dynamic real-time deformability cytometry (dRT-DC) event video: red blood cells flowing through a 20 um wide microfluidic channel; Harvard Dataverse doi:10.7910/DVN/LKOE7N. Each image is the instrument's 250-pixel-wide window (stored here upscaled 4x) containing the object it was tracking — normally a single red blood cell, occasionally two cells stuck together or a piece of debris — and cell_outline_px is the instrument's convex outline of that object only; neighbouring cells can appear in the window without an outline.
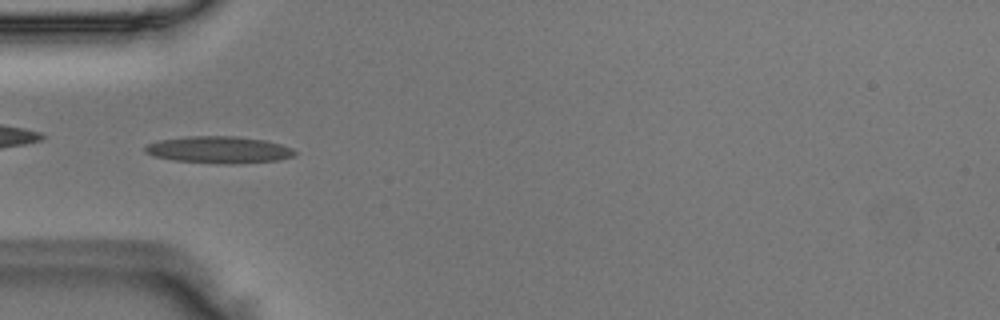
{"species": "Egyptian fruit bat (a non-hibernating species)", "species_latin": "Rousettus aegyptiacus", "temperature_condition": "room temperature", "stored_images_in_passage": 51, "camera_frame_rate_fps": 3000, "um_per_image_px": 0.085, "animal": {"sex": "male"}, "frame": {"image": 1, "passage_image": 16, "time_ms": 5.0, "image_size_px": [1000, 320], "cell_outline_px": [[296, 152], [292, 156], [276, 160], [236, 164], [220, 164], [172, 160], [156, 156], [144, 152], [144, 148], [148, 144], [160, 140], [188, 136], [236, 136], [264, 140], [280, 144], [292, 148]], "centroid_in_image_um": [18.59, 12.73], "position_along_channel_um": 66.4, "area_um2": 23.35}}
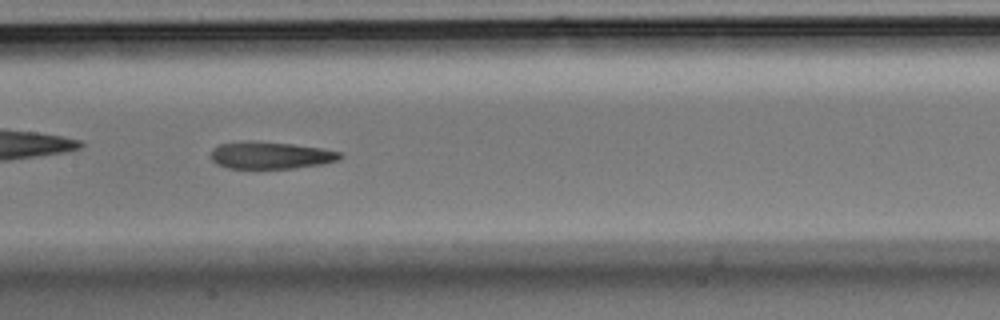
{"frame": {"image": 2, "passage_image": 25, "time_ms": 8.0, "image_size_px": [1000, 320], "cell_outline_px": [[344, 156], [340, 160], [324, 164], [292, 168], [228, 168], [216, 164], [212, 160], [212, 148], [220, 144], [240, 140], [252, 140], [292, 144], [320, 148], [340, 152]], "centroid_in_image_um": [23.0, 13.19], "position_along_channel_um": 184.4, "area_um2": 20.63}}
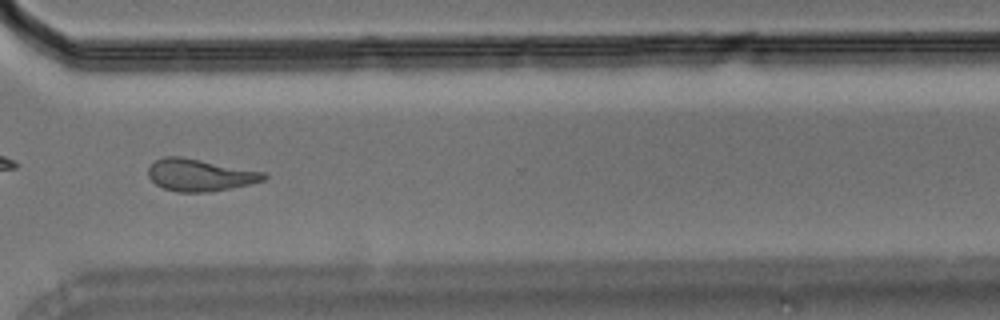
{"frame": {"image": 3, "passage_image": 38, "time_ms": 12.333, "image_size_px": [1000, 320], "cell_outline_px": [[268, 176], [264, 180], [248, 184], [208, 192], [176, 192], [164, 188], [156, 184], [148, 176], [148, 168], [156, 160], [164, 156], [180, 156], [264, 172]], "centroid_in_image_um": [16.96, 14.87], "position_along_channel_um": 353.6, "area_um2": 21.33}}